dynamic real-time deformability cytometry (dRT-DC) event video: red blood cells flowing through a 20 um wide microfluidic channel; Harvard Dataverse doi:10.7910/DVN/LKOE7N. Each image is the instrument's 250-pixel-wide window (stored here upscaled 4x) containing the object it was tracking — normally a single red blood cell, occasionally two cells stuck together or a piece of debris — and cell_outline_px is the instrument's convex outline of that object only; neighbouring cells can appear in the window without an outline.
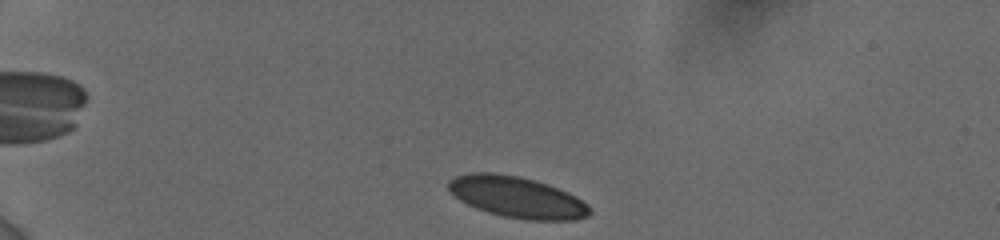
{"species": "human", "species_latin": "Homo sapiens", "temperature_condition": "cold", "stored_images_in_passage": 35, "camera_frame_rate_fps": 3000, "um_per_image_px": 0.085, "donor": {"sex": "female"}, "frame": {"image": 1, "passage_image": 2, "time_ms": 0.333, "image_size_px": [1000, 240], "cell_outline_px": [[592, 212], [588, 216], [572, 220], [524, 220], [504, 216], [488, 212], [476, 208], [460, 200], [448, 188], [448, 180], [456, 176], [472, 172], [492, 172], [516, 176], [532, 180], [568, 192], [588, 204], [592, 208]], "centroid_in_image_um": [43.96, 16.77], "position_along_channel_um": 41.0, "area_um2": 33.58}}
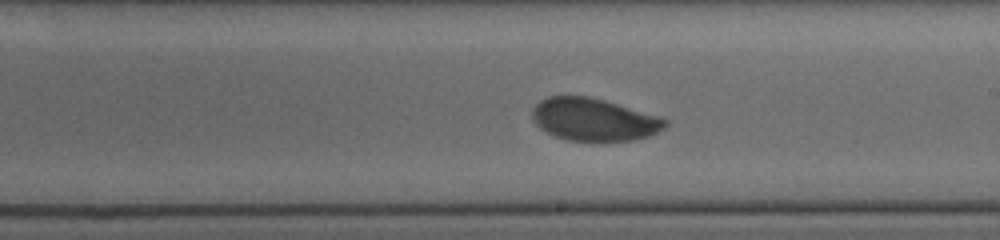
{"frame": {"image": 2, "passage_image": 19, "time_ms": 7.333, "image_size_px": [1000, 240], "cell_outline_px": [[668, 124], [664, 128], [648, 136], [632, 140], [604, 144], [564, 140], [552, 136], [544, 132], [532, 120], [532, 108], [540, 100], [548, 96], [588, 96], [604, 100], [660, 116], [668, 120]], "centroid_in_image_um": [50.46, 10.21], "position_along_channel_um": 238.5, "area_um2": 33.99}}
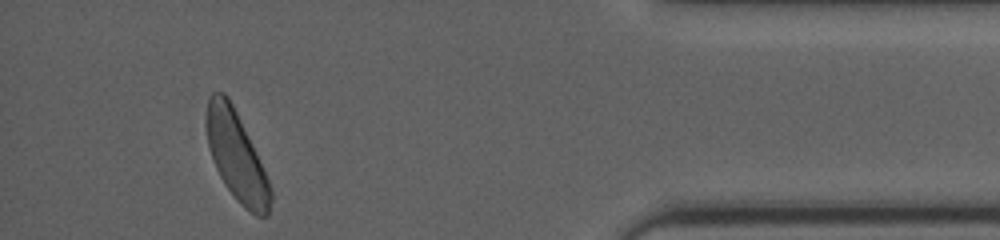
{"frame": {"image": 3, "passage_image": 33, "time_ms": 13.0, "image_size_px": [1000, 240], "cell_outline_px": [[272, 200], [268, 216], [256, 216], [244, 208], [236, 200], [224, 184], [216, 168], [208, 144], [208, 96], [216, 88], [224, 92], [228, 96], [256, 152], [272, 188]], "centroid_in_image_um": [20.13, 13.32], "position_along_channel_um": 415.1, "area_um2": 32.77}, "authors_computed_cell_mechanics": {"area_um2": 33.524, "velocity_mm_per_s": 3.7913, "shape_relaxation_time_tau1_ms": 5.2866, "shape_relaxation_time_tau2_ms": null, "deformation_change_tau1": 0.1314, "deformation_change_tau2": null}}